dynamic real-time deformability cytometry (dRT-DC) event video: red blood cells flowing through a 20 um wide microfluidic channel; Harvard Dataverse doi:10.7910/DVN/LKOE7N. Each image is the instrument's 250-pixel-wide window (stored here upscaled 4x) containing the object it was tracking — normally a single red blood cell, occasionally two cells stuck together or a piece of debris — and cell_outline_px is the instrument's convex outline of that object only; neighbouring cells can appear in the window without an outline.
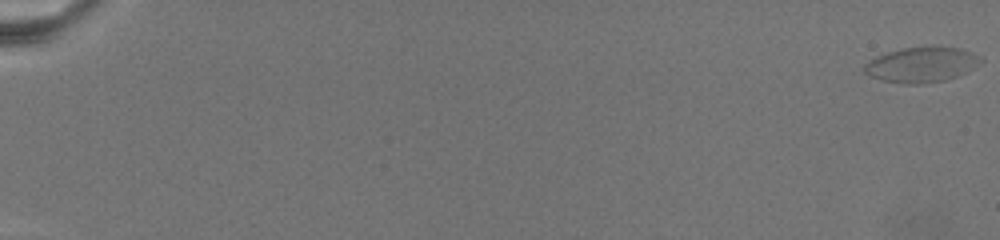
{"species": "common noctule bat (a hibernating species)", "species_latin": "Nyctalus noctula", "temperature_condition": "warm", "stored_images_in_passage": 56, "camera_frame_rate_fps": 3000, "um_per_image_px": 0.085, "animal": {"sex": "female", "body_mass_g": 19.5, "forearm_length_mm": 54.1}, "frame": {"image": 1, "passage_image": 1, "time_ms": 0.0, "image_size_px": [1000, 240], "cell_outline_px": [[984, 60], [980, 64], [956, 76], [944, 80], [920, 84], [904, 84], [884, 80], [872, 76], [864, 72], [864, 64], [876, 56], [888, 52], [904, 48], [956, 48], [972, 52], [980, 56]], "centroid_in_image_um": [78.33, 5.51], "position_along_channel_um": 6.7, "area_um2": 23.24}}
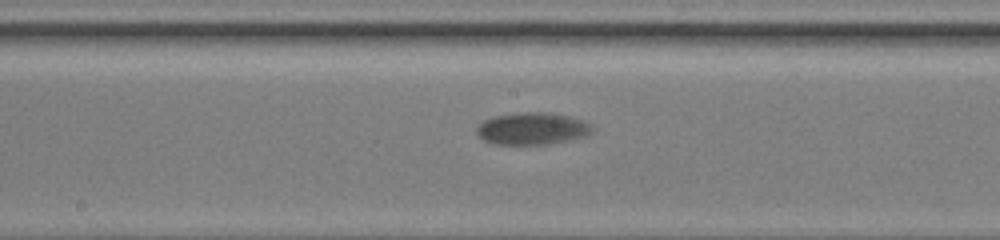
{"frame": {"image": 2, "passage_image": 32, "time_ms": 15.667, "image_size_px": [1000, 240], "cell_outline_px": [[596, 128], [588, 136], [548, 144], [496, 144], [484, 140], [476, 136], [476, 128], [484, 120], [492, 116], [524, 112], [548, 112], [568, 116], [584, 120], [592, 124]], "centroid_in_image_um": [45.27, 10.93], "position_along_channel_um": 202.9, "area_um2": 21.91}}
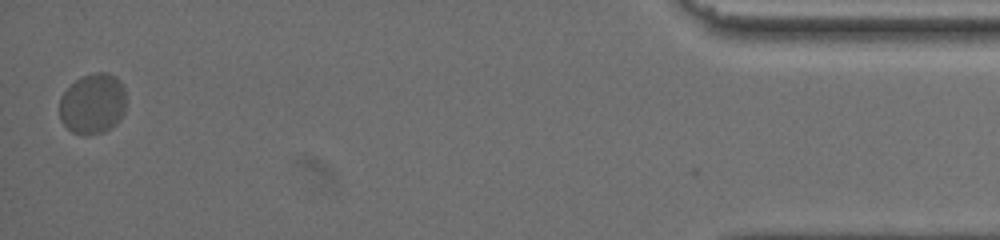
{"frame": {"image": 3, "passage_image": 56, "time_ms": 26.667, "image_size_px": [1000, 240], "cell_outline_px": [[124, 112], [120, 120], [116, 124], [104, 132], [88, 136], [84, 136], [72, 132], [60, 120], [60, 96], [80, 76], [96, 72], [104, 72], [116, 76], [120, 80], [124, 88]], "centroid_in_image_um": [7.88, 8.83], "position_along_channel_um": 427.3, "area_um2": 23.7}}